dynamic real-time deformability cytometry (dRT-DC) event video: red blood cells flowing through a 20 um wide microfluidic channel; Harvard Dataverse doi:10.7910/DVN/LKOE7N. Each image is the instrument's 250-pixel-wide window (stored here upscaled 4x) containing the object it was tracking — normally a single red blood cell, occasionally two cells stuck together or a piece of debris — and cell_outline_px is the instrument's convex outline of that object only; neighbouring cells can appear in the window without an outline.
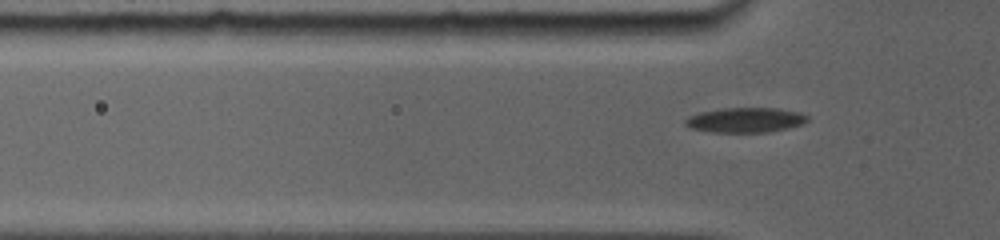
{"species": "common noctule bat (a hibernating species)", "species_latin": "Nyctalus noctula", "temperature_condition": "room temperature", "stored_images_in_passage": 52, "camera_frame_rate_fps": 5000, "um_per_image_px": 0.085, "animal": {"sex": "female", "body_mass_g": 19.0, "forearm_length_mm": 56.7}, "frame": {"image": 1, "passage_image": 4, "time_ms": 0.6, "image_size_px": [1000, 240], "cell_outline_px": [[808, 120], [800, 124], [768, 132], [712, 132], [688, 128], [684, 124], [684, 120], [688, 116], [700, 112], [720, 108], [780, 108], [800, 112], [808, 116]], "centroid_in_image_um": [63.3, 10.19], "position_along_channel_um": 62.5, "area_um2": 17.74}}
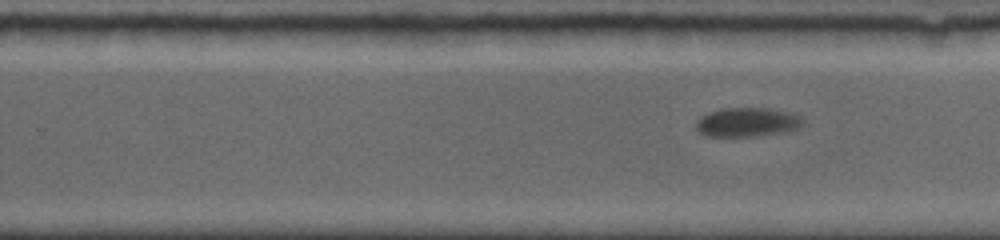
{"frame": {"image": 2, "passage_image": 31, "time_ms": 6.0, "image_size_px": [1000, 240], "cell_outline_px": [[804, 124], [800, 128], [780, 132], [756, 136], [704, 136], [696, 128], [696, 120], [700, 116], [708, 112], [724, 108], [768, 108], [788, 112], [800, 116], [804, 120]], "centroid_in_image_um": [63.5, 10.38], "position_along_channel_um": 266.3, "area_um2": 18.15}}
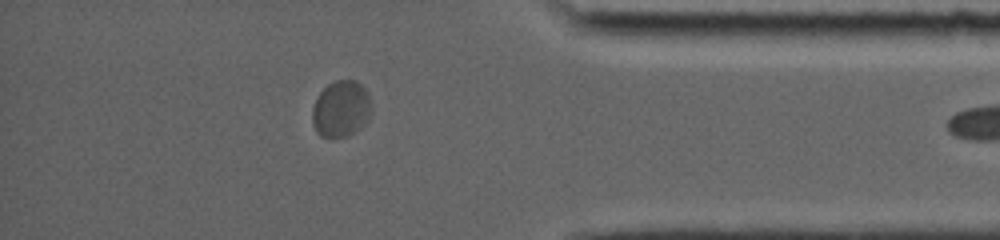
{"frame": {"image": 3, "passage_image": 51, "time_ms": 10.0, "image_size_px": [1000, 240], "cell_outline_px": [[372, 112], [368, 120], [356, 132], [348, 136], [320, 136], [316, 132], [312, 124], [312, 108], [320, 92], [328, 84], [336, 80], [356, 80], [368, 92], [372, 104]], "centroid_in_image_um": [29.01, 9.25], "position_along_channel_um": 406.2, "area_um2": 19.65}}